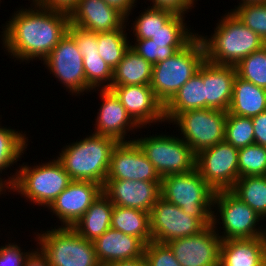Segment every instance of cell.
<instances>
[{
	"label": "cell",
	"mask_w": 266,
	"mask_h": 266,
	"mask_svg": "<svg viewBox=\"0 0 266 266\" xmlns=\"http://www.w3.org/2000/svg\"><path fill=\"white\" fill-rule=\"evenodd\" d=\"M12 13L0 31L2 48L14 62L26 64L49 55L58 42L67 34L69 14L53 11L34 4L20 6ZM16 58V59H15ZM34 59V60H33Z\"/></svg>",
	"instance_id": "obj_1"
},
{
	"label": "cell",
	"mask_w": 266,
	"mask_h": 266,
	"mask_svg": "<svg viewBox=\"0 0 266 266\" xmlns=\"http://www.w3.org/2000/svg\"><path fill=\"white\" fill-rule=\"evenodd\" d=\"M220 18L211 35L203 32L199 35L197 31L203 42L207 61L236 67L244 57L266 45L258 34L246 27L231 11Z\"/></svg>",
	"instance_id": "obj_2"
},
{
	"label": "cell",
	"mask_w": 266,
	"mask_h": 266,
	"mask_svg": "<svg viewBox=\"0 0 266 266\" xmlns=\"http://www.w3.org/2000/svg\"><path fill=\"white\" fill-rule=\"evenodd\" d=\"M65 144L56 157L71 180L91 181L104 186L109 162L118 141L95 133Z\"/></svg>",
	"instance_id": "obj_3"
},
{
	"label": "cell",
	"mask_w": 266,
	"mask_h": 266,
	"mask_svg": "<svg viewBox=\"0 0 266 266\" xmlns=\"http://www.w3.org/2000/svg\"><path fill=\"white\" fill-rule=\"evenodd\" d=\"M39 164L19 163L14 173L4 174L11 184V193L18 194L28 202L48 208L57 196L68 187L72 181L61 163L55 158ZM13 174V175H12ZM15 192V193H14Z\"/></svg>",
	"instance_id": "obj_4"
},
{
	"label": "cell",
	"mask_w": 266,
	"mask_h": 266,
	"mask_svg": "<svg viewBox=\"0 0 266 266\" xmlns=\"http://www.w3.org/2000/svg\"><path fill=\"white\" fill-rule=\"evenodd\" d=\"M212 212L211 225L222 241L266 237L265 220L231 190L214 193Z\"/></svg>",
	"instance_id": "obj_5"
},
{
	"label": "cell",
	"mask_w": 266,
	"mask_h": 266,
	"mask_svg": "<svg viewBox=\"0 0 266 266\" xmlns=\"http://www.w3.org/2000/svg\"><path fill=\"white\" fill-rule=\"evenodd\" d=\"M205 59L204 45L197 34L173 56L154 64L150 87L157 99L165 106Z\"/></svg>",
	"instance_id": "obj_6"
},
{
	"label": "cell",
	"mask_w": 266,
	"mask_h": 266,
	"mask_svg": "<svg viewBox=\"0 0 266 266\" xmlns=\"http://www.w3.org/2000/svg\"><path fill=\"white\" fill-rule=\"evenodd\" d=\"M160 191L163 199L180 207L185 214L197 218L205 227L211 225L215 191L196 168L191 172L163 177Z\"/></svg>",
	"instance_id": "obj_7"
},
{
	"label": "cell",
	"mask_w": 266,
	"mask_h": 266,
	"mask_svg": "<svg viewBox=\"0 0 266 266\" xmlns=\"http://www.w3.org/2000/svg\"><path fill=\"white\" fill-rule=\"evenodd\" d=\"M34 234L36 246L48 258L50 266H101L93 242L80 236L72 227L54 225V228Z\"/></svg>",
	"instance_id": "obj_8"
},
{
	"label": "cell",
	"mask_w": 266,
	"mask_h": 266,
	"mask_svg": "<svg viewBox=\"0 0 266 266\" xmlns=\"http://www.w3.org/2000/svg\"><path fill=\"white\" fill-rule=\"evenodd\" d=\"M157 134L147 133L144 137H134V141L161 178L191 172L196 168V154L180 136H177L178 134Z\"/></svg>",
	"instance_id": "obj_9"
},
{
	"label": "cell",
	"mask_w": 266,
	"mask_h": 266,
	"mask_svg": "<svg viewBox=\"0 0 266 266\" xmlns=\"http://www.w3.org/2000/svg\"><path fill=\"white\" fill-rule=\"evenodd\" d=\"M167 124L176 125L180 136L195 154L224 141L227 112L196 109L180 114H164Z\"/></svg>",
	"instance_id": "obj_10"
},
{
	"label": "cell",
	"mask_w": 266,
	"mask_h": 266,
	"mask_svg": "<svg viewBox=\"0 0 266 266\" xmlns=\"http://www.w3.org/2000/svg\"><path fill=\"white\" fill-rule=\"evenodd\" d=\"M42 62L72 97L87 93L83 55L68 33Z\"/></svg>",
	"instance_id": "obj_11"
},
{
	"label": "cell",
	"mask_w": 266,
	"mask_h": 266,
	"mask_svg": "<svg viewBox=\"0 0 266 266\" xmlns=\"http://www.w3.org/2000/svg\"><path fill=\"white\" fill-rule=\"evenodd\" d=\"M238 148L223 141L196 154V169L216 192L231 190L238 179Z\"/></svg>",
	"instance_id": "obj_12"
},
{
	"label": "cell",
	"mask_w": 266,
	"mask_h": 266,
	"mask_svg": "<svg viewBox=\"0 0 266 266\" xmlns=\"http://www.w3.org/2000/svg\"><path fill=\"white\" fill-rule=\"evenodd\" d=\"M206 227L180 207L160 197L150 212L152 241L166 244L178 238L199 234Z\"/></svg>",
	"instance_id": "obj_13"
},
{
	"label": "cell",
	"mask_w": 266,
	"mask_h": 266,
	"mask_svg": "<svg viewBox=\"0 0 266 266\" xmlns=\"http://www.w3.org/2000/svg\"><path fill=\"white\" fill-rule=\"evenodd\" d=\"M161 177L135 141L114 147L106 180L161 182Z\"/></svg>",
	"instance_id": "obj_14"
},
{
	"label": "cell",
	"mask_w": 266,
	"mask_h": 266,
	"mask_svg": "<svg viewBox=\"0 0 266 266\" xmlns=\"http://www.w3.org/2000/svg\"><path fill=\"white\" fill-rule=\"evenodd\" d=\"M94 91H100L99 97L101 98L102 104H98L100 105V108L97 109V118L95 117L94 122L95 128L92 132L112 137L118 142L134 141L135 138H130V134L136 135L135 133L137 132L135 131H137V129L140 131L139 129L144 128H141L131 118L125 107L111 89H94L92 92Z\"/></svg>",
	"instance_id": "obj_15"
},
{
	"label": "cell",
	"mask_w": 266,
	"mask_h": 266,
	"mask_svg": "<svg viewBox=\"0 0 266 266\" xmlns=\"http://www.w3.org/2000/svg\"><path fill=\"white\" fill-rule=\"evenodd\" d=\"M222 239L212 225L199 234L166 243L181 266H219Z\"/></svg>",
	"instance_id": "obj_16"
},
{
	"label": "cell",
	"mask_w": 266,
	"mask_h": 266,
	"mask_svg": "<svg viewBox=\"0 0 266 266\" xmlns=\"http://www.w3.org/2000/svg\"><path fill=\"white\" fill-rule=\"evenodd\" d=\"M102 192L100 184L72 180L47 209L59 219L60 227H73Z\"/></svg>",
	"instance_id": "obj_17"
},
{
	"label": "cell",
	"mask_w": 266,
	"mask_h": 266,
	"mask_svg": "<svg viewBox=\"0 0 266 266\" xmlns=\"http://www.w3.org/2000/svg\"><path fill=\"white\" fill-rule=\"evenodd\" d=\"M109 89L141 128L154 127L156 123L165 125L164 105L157 99L150 85L111 86Z\"/></svg>",
	"instance_id": "obj_18"
},
{
	"label": "cell",
	"mask_w": 266,
	"mask_h": 266,
	"mask_svg": "<svg viewBox=\"0 0 266 266\" xmlns=\"http://www.w3.org/2000/svg\"><path fill=\"white\" fill-rule=\"evenodd\" d=\"M161 182L106 180L103 193L113 205L139 209L150 213L161 197Z\"/></svg>",
	"instance_id": "obj_19"
},
{
	"label": "cell",
	"mask_w": 266,
	"mask_h": 266,
	"mask_svg": "<svg viewBox=\"0 0 266 266\" xmlns=\"http://www.w3.org/2000/svg\"><path fill=\"white\" fill-rule=\"evenodd\" d=\"M70 24L95 32H111L126 23V17L103 0H79L69 14Z\"/></svg>",
	"instance_id": "obj_20"
},
{
	"label": "cell",
	"mask_w": 266,
	"mask_h": 266,
	"mask_svg": "<svg viewBox=\"0 0 266 266\" xmlns=\"http://www.w3.org/2000/svg\"><path fill=\"white\" fill-rule=\"evenodd\" d=\"M235 66L218 65L205 59L202 79L205 86V108L228 111L232 99Z\"/></svg>",
	"instance_id": "obj_21"
},
{
	"label": "cell",
	"mask_w": 266,
	"mask_h": 266,
	"mask_svg": "<svg viewBox=\"0 0 266 266\" xmlns=\"http://www.w3.org/2000/svg\"><path fill=\"white\" fill-rule=\"evenodd\" d=\"M97 260L101 266L144 256L146 244L137 237L109 228L93 241Z\"/></svg>",
	"instance_id": "obj_22"
},
{
	"label": "cell",
	"mask_w": 266,
	"mask_h": 266,
	"mask_svg": "<svg viewBox=\"0 0 266 266\" xmlns=\"http://www.w3.org/2000/svg\"><path fill=\"white\" fill-rule=\"evenodd\" d=\"M219 266H266V237L223 240Z\"/></svg>",
	"instance_id": "obj_23"
},
{
	"label": "cell",
	"mask_w": 266,
	"mask_h": 266,
	"mask_svg": "<svg viewBox=\"0 0 266 266\" xmlns=\"http://www.w3.org/2000/svg\"><path fill=\"white\" fill-rule=\"evenodd\" d=\"M266 111V89L238 75L233 82L232 99L227 113L253 117Z\"/></svg>",
	"instance_id": "obj_24"
},
{
	"label": "cell",
	"mask_w": 266,
	"mask_h": 266,
	"mask_svg": "<svg viewBox=\"0 0 266 266\" xmlns=\"http://www.w3.org/2000/svg\"><path fill=\"white\" fill-rule=\"evenodd\" d=\"M113 207V203L102 192L72 228L93 242L111 227Z\"/></svg>",
	"instance_id": "obj_25"
},
{
	"label": "cell",
	"mask_w": 266,
	"mask_h": 266,
	"mask_svg": "<svg viewBox=\"0 0 266 266\" xmlns=\"http://www.w3.org/2000/svg\"><path fill=\"white\" fill-rule=\"evenodd\" d=\"M153 65L129 48L113 69L111 86L150 85Z\"/></svg>",
	"instance_id": "obj_26"
},
{
	"label": "cell",
	"mask_w": 266,
	"mask_h": 266,
	"mask_svg": "<svg viewBox=\"0 0 266 266\" xmlns=\"http://www.w3.org/2000/svg\"><path fill=\"white\" fill-rule=\"evenodd\" d=\"M202 79V64L164 106V114H180L189 110L205 108V86Z\"/></svg>",
	"instance_id": "obj_27"
},
{
	"label": "cell",
	"mask_w": 266,
	"mask_h": 266,
	"mask_svg": "<svg viewBox=\"0 0 266 266\" xmlns=\"http://www.w3.org/2000/svg\"><path fill=\"white\" fill-rule=\"evenodd\" d=\"M111 228L140 238L146 245L152 241L150 213L139 209L114 205Z\"/></svg>",
	"instance_id": "obj_28"
},
{
	"label": "cell",
	"mask_w": 266,
	"mask_h": 266,
	"mask_svg": "<svg viewBox=\"0 0 266 266\" xmlns=\"http://www.w3.org/2000/svg\"><path fill=\"white\" fill-rule=\"evenodd\" d=\"M1 123L0 121V174L3 171L4 174L8 168L13 170L14 165L16 166L21 161L24 152L26 154L29 137L22 130L20 132V130L12 129L11 126H2Z\"/></svg>",
	"instance_id": "obj_29"
},
{
	"label": "cell",
	"mask_w": 266,
	"mask_h": 266,
	"mask_svg": "<svg viewBox=\"0 0 266 266\" xmlns=\"http://www.w3.org/2000/svg\"><path fill=\"white\" fill-rule=\"evenodd\" d=\"M128 22V23H127ZM130 21L119 29L111 32L97 33L98 51L101 58L113 70L123 59L124 54L130 48V40L127 36L130 33L128 29ZM129 31L127 33V31Z\"/></svg>",
	"instance_id": "obj_30"
},
{
	"label": "cell",
	"mask_w": 266,
	"mask_h": 266,
	"mask_svg": "<svg viewBox=\"0 0 266 266\" xmlns=\"http://www.w3.org/2000/svg\"><path fill=\"white\" fill-rule=\"evenodd\" d=\"M231 191L266 221V175L239 177Z\"/></svg>",
	"instance_id": "obj_31"
},
{
	"label": "cell",
	"mask_w": 266,
	"mask_h": 266,
	"mask_svg": "<svg viewBox=\"0 0 266 266\" xmlns=\"http://www.w3.org/2000/svg\"><path fill=\"white\" fill-rule=\"evenodd\" d=\"M142 10L139 16L132 21L131 31L134 39H151L155 33L163 28L176 13L168 10L149 6Z\"/></svg>",
	"instance_id": "obj_32"
},
{
	"label": "cell",
	"mask_w": 266,
	"mask_h": 266,
	"mask_svg": "<svg viewBox=\"0 0 266 266\" xmlns=\"http://www.w3.org/2000/svg\"><path fill=\"white\" fill-rule=\"evenodd\" d=\"M185 14H176L162 29L151 38L152 43L168 44L172 47H185L196 35L194 29L185 22Z\"/></svg>",
	"instance_id": "obj_33"
},
{
	"label": "cell",
	"mask_w": 266,
	"mask_h": 266,
	"mask_svg": "<svg viewBox=\"0 0 266 266\" xmlns=\"http://www.w3.org/2000/svg\"><path fill=\"white\" fill-rule=\"evenodd\" d=\"M83 63L87 81V94L94 89L111 87L113 70L101 58L99 52H91L84 55Z\"/></svg>",
	"instance_id": "obj_34"
},
{
	"label": "cell",
	"mask_w": 266,
	"mask_h": 266,
	"mask_svg": "<svg viewBox=\"0 0 266 266\" xmlns=\"http://www.w3.org/2000/svg\"><path fill=\"white\" fill-rule=\"evenodd\" d=\"M224 141L238 149L254 144V128L251 117L227 113Z\"/></svg>",
	"instance_id": "obj_35"
},
{
	"label": "cell",
	"mask_w": 266,
	"mask_h": 266,
	"mask_svg": "<svg viewBox=\"0 0 266 266\" xmlns=\"http://www.w3.org/2000/svg\"><path fill=\"white\" fill-rule=\"evenodd\" d=\"M236 71L240 78L266 89V45L244 57Z\"/></svg>",
	"instance_id": "obj_36"
},
{
	"label": "cell",
	"mask_w": 266,
	"mask_h": 266,
	"mask_svg": "<svg viewBox=\"0 0 266 266\" xmlns=\"http://www.w3.org/2000/svg\"><path fill=\"white\" fill-rule=\"evenodd\" d=\"M238 178L266 175V147L252 144L238 150Z\"/></svg>",
	"instance_id": "obj_37"
},
{
	"label": "cell",
	"mask_w": 266,
	"mask_h": 266,
	"mask_svg": "<svg viewBox=\"0 0 266 266\" xmlns=\"http://www.w3.org/2000/svg\"><path fill=\"white\" fill-rule=\"evenodd\" d=\"M230 11L266 42V3L235 5Z\"/></svg>",
	"instance_id": "obj_38"
},
{
	"label": "cell",
	"mask_w": 266,
	"mask_h": 266,
	"mask_svg": "<svg viewBox=\"0 0 266 266\" xmlns=\"http://www.w3.org/2000/svg\"><path fill=\"white\" fill-rule=\"evenodd\" d=\"M133 41H130V48L152 65L166 60L183 48L152 43L151 39H134Z\"/></svg>",
	"instance_id": "obj_39"
},
{
	"label": "cell",
	"mask_w": 266,
	"mask_h": 266,
	"mask_svg": "<svg viewBox=\"0 0 266 266\" xmlns=\"http://www.w3.org/2000/svg\"><path fill=\"white\" fill-rule=\"evenodd\" d=\"M148 266H181L167 244L150 241L144 250Z\"/></svg>",
	"instance_id": "obj_40"
},
{
	"label": "cell",
	"mask_w": 266,
	"mask_h": 266,
	"mask_svg": "<svg viewBox=\"0 0 266 266\" xmlns=\"http://www.w3.org/2000/svg\"><path fill=\"white\" fill-rule=\"evenodd\" d=\"M31 251L30 248L25 252V247L23 249L20 244L8 239L5 245L0 246V266H24L25 259Z\"/></svg>",
	"instance_id": "obj_41"
},
{
	"label": "cell",
	"mask_w": 266,
	"mask_h": 266,
	"mask_svg": "<svg viewBox=\"0 0 266 266\" xmlns=\"http://www.w3.org/2000/svg\"><path fill=\"white\" fill-rule=\"evenodd\" d=\"M67 33L74 39L83 56L87 53L99 52L97 33L78 28L71 24Z\"/></svg>",
	"instance_id": "obj_42"
},
{
	"label": "cell",
	"mask_w": 266,
	"mask_h": 266,
	"mask_svg": "<svg viewBox=\"0 0 266 266\" xmlns=\"http://www.w3.org/2000/svg\"><path fill=\"white\" fill-rule=\"evenodd\" d=\"M150 3V6L161 8V9H168L176 14H188L192 8L196 7L197 0H147ZM145 0V3L147 2ZM194 5V6H193Z\"/></svg>",
	"instance_id": "obj_43"
},
{
	"label": "cell",
	"mask_w": 266,
	"mask_h": 266,
	"mask_svg": "<svg viewBox=\"0 0 266 266\" xmlns=\"http://www.w3.org/2000/svg\"><path fill=\"white\" fill-rule=\"evenodd\" d=\"M79 0H31L34 4L53 10L60 11L67 14L75 8Z\"/></svg>",
	"instance_id": "obj_44"
},
{
	"label": "cell",
	"mask_w": 266,
	"mask_h": 266,
	"mask_svg": "<svg viewBox=\"0 0 266 266\" xmlns=\"http://www.w3.org/2000/svg\"><path fill=\"white\" fill-rule=\"evenodd\" d=\"M251 119L254 128V144L266 147V111Z\"/></svg>",
	"instance_id": "obj_45"
},
{
	"label": "cell",
	"mask_w": 266,
	"mask_h": 266,
	"mask_svg": "<svg viewBox=\"0 0 266 266\" xmlns=\"http://www.w3.org/2000/svg\"><path fill=\"white\" fill-rule=\"evenodd\" d=\"M105 1L110 7L117 9L121 12L125 17L126 21L130 20V16L134 12L135 7H137L138 0H103ZM131 14V15H130Z\"/></svg>",
	"instance_id": "obj_46"
},
{
	"label": "cell",
	"mask_w": 266,
	"mask_h": 266,
	"mask_svg": "<svg viewBox=\"0 0 266 266\" xmlns=\"http://www.w3.org/2000/svg\"><path fill=\"white\" fill-rule=\"evenodd\" d=\"M24 266H50L48 258L43 254V252L36 246L35 249L26 257Z\"/></svg>",
	"instance_id": "obj_47"
},
{
	"label": "cell",
	"mask_w": 266,
	"mask_h": 266,
	"mask_svg": "<svg viewBox=\"0 0 266 266\" xmlns=\"http://www.w3.org/2000/svg\"><path fill=\"white\" fill-rule=\"evenodd\" d=\"M145 263V257H139L130 260L117 261L105 266H142Z\"/></svg>",
	"instance_id": "obj_48"
},
{
	"label": "cell",
	"mask_w": 266,
	"mask_h": 266,
	"mask_svg": "<svg viewBox=\"0 0 266 266\" xmlns=\"http://www.w3.org/2000/svg\"><path fill=\"white\" fill-rule=\"evenodd\" d=\"M5 178L6 177L3 178V176L0 174V197L2 194H4V195L8 194L9 195V192L11 194V184ZM5 193H7V194H5Z\"/></svg>",
	"instance_id": "obj_49"
},
{
	"label": "cell",
	"mask_w": 266,
	"mask_h": 266,
	"mask_svg": "<svg viewBox=\"0 0 266 266\" xmlns=\"http://www.w3.org/2000/svg\"><path fill=\"white\" fill-rule=\"evenodd\" d=\"M239 3H237L238 5H243L246 3H266V0H238Z\"/></svg>",
	"instance_id": "obj_50"
}]
</instances>
